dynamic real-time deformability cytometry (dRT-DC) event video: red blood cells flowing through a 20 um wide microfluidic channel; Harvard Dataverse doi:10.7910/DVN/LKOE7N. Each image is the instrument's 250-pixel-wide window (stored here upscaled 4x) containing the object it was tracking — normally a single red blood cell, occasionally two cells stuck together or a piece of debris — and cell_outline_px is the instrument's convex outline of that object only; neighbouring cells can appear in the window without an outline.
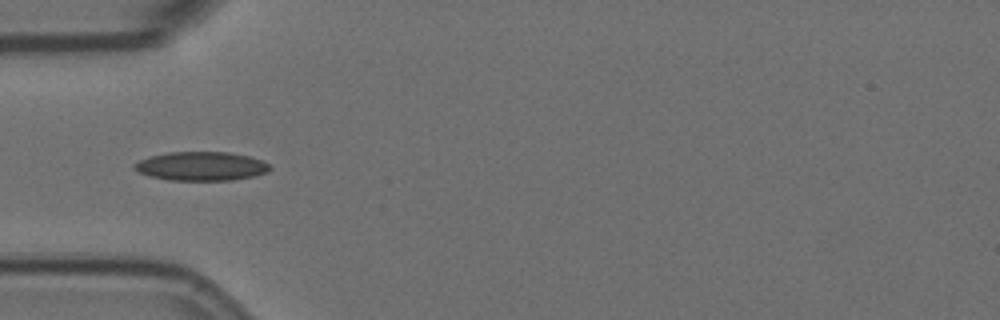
{"species": "Egyptian fruit bat (a non-hibernating species)", "species_latin": "Rousettus aegyptiacus", "temperature_condition": "room temperature", "stored_images_in_passage": 6, "camera_frame_rate_fps": 3000, "um_per_image_px": 0.085, "animal": {"sex": "female"}, "frame": {"image": 1, "passage_image": 6, "time_ms": 5.667, "image_size_px": [1000, 320], "cell_outline_px": [[272, 168], [268, 172], [256, 176], [232, 180], [168, 180], [148, 176], [132, 168], [132, 164], [148, 156], [168, 152], [228, 152], [252, 156], [264, 160]], "centroid_in_image_um": [17.12, 14.12], "position_along_channel_um": 67.9, "area_um2": 23.18}}